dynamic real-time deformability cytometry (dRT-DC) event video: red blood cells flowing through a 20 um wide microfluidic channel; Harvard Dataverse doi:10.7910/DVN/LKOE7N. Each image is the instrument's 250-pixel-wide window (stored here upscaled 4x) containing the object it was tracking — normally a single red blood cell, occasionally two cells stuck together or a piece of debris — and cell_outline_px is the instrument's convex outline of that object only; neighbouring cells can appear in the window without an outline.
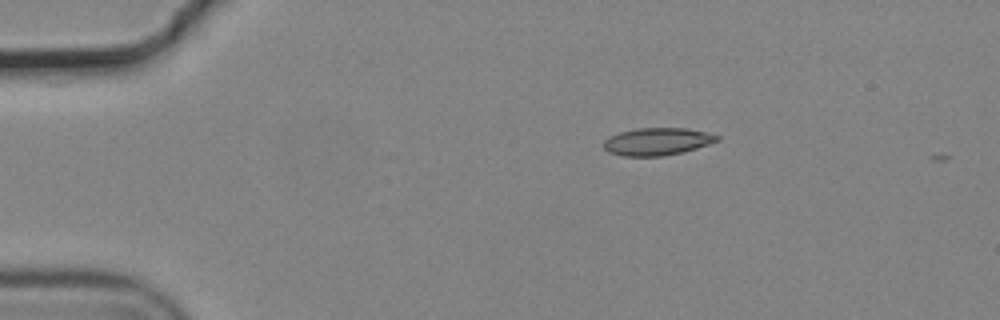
{"species": "common noctule bat (a hibernating species)", "species_latin": "Nyctalus noctula", "temperature_condition": "cold", "stored_images_in_passage": 6, "camera_frame_rate_fps": 3000, "um_per_image_px": 0.085, "animal": {"sex": "male", "body_mass_g": 19.2, "forearm_length_mm": 51.8}, "frame": {"image": 1, "passage_image": 1, "time_ms": 0.0, "image_size_px": [1000, 320], "cell_outline_px": [[720, 140], [696, 148], [664, 156], [620, 156], [608, 152], [604, 148], [604, 140], [620, 132], [636, 128], [684, 128], [708, 132], [720, 136]], "centroid_in_image_um": [55.86, 12.03], "position_along_channel_um": 29.1, "area_um2": 18.09}}